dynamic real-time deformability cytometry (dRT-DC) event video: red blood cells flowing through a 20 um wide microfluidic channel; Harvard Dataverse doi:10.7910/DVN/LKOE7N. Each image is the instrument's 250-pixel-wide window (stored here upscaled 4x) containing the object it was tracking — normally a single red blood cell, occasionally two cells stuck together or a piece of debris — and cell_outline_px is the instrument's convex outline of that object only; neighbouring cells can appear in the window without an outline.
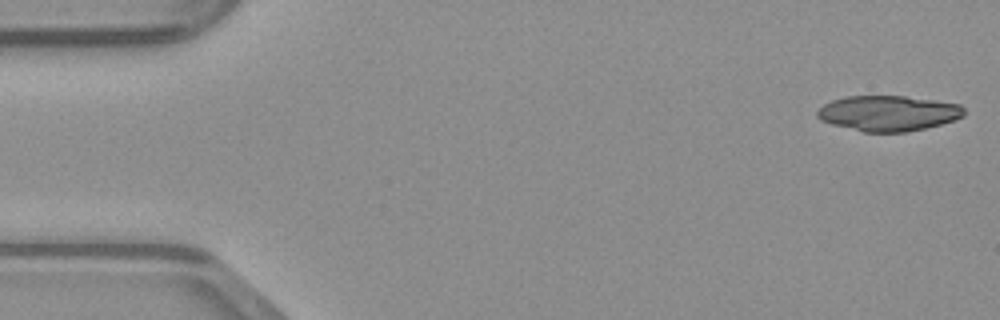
{"species": "common noctule bat (a hibernating species)", "species_latin": "Nyctalus noctula", "temperature_condition": "warm", "stored_images_in_passage": 44, "camera_frame_rate_fps": 3000, "um_per_image_px": 0.085, "animal": {"sex": "male", "body_mass_g": 23.1, "forearm_length_mm": 52.7}, "frame": {"image": 1, "passage_image": 1, "time_ms": 0.0, "image_size_px": [1000, 320], "cell_outline_px": [[964, 116], [940, 124], [924, 128], [904, 132], [864, 132], [832, 124], [820, 120], [816, 116], [816, 112], [824, 104], [832, 100], [844, 96], [904, 96], [960, 104], [964, 108]], "centroid_in_image_um": [75.47, 9.62], "position_along_channel_um": 9.5, "area_um2": 30.11}}
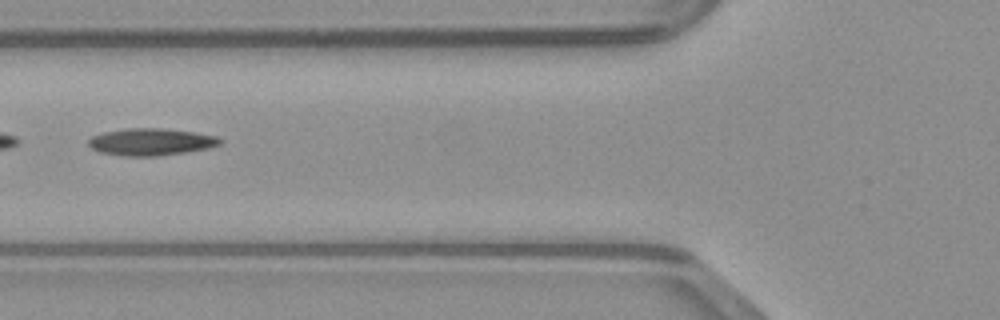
{"frame": {"image": 2, "passage_image": 18, "time_ms": 5.667, "image_size_px": [1000, 320], "cell_outline_px": [[224, 140], [220, 144], [208, 148], [160, 156], [124, 156], [100, 152], [92, 148], [88, 144], [88, 140], [92, 136], [104, 132], [124, 128], [160, 128], [196, 132], [216, 136]], "centroid_in_image_um": [12.84, 12.05], "position_along_channel_um": 113.0, "area_um2": 20.81}}